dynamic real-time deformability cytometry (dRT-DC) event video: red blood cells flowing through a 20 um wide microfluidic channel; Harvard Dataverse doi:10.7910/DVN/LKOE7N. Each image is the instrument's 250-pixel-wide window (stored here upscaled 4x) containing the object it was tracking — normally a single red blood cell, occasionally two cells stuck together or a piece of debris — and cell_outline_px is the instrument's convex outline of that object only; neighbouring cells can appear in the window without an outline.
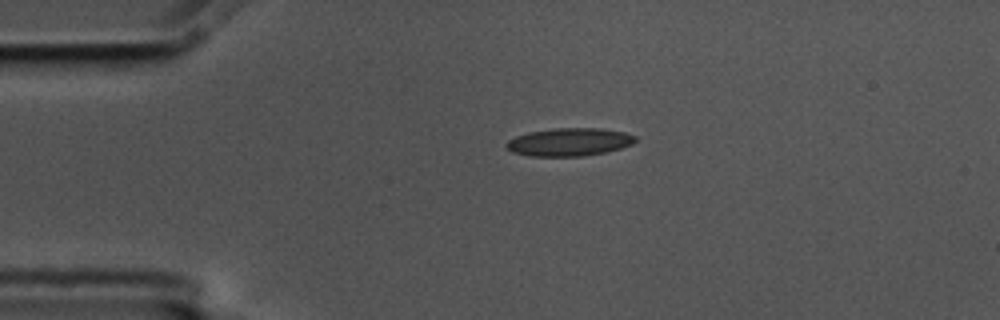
{"species": "common noctule bat (a hibernating species)", "species_latin": "Nyctalus noctula", "temperature_condition": "cold", "stored_images_in_passage": 5, "segment_of_instrument_passage": [1, 2], "camera_frame_rate_fps": 3000, "um_per_image_px": 0.085, "animal": {"sex": "male", "body_mass_g": 17.5, "forearm_length_mm": 52.3}, "frame": {"image": 1, "passage_image": 1, "time_ms": 0.0, "image_size_px": [1000, 320], "cell_outline_px": [[636, 140], [632, 144], [620, 148], [604, 152], [580, 156], [528, 156], [512, 152], [504, 144], [508, 140], [516, 136], [528, 132], [552, 128], [600, 128], [624, 132], [636, 136]], "centroid_in_image_um": [48.36, 12.06], "position_along_channel_um": 36.6, "area_um2": 20.98}}